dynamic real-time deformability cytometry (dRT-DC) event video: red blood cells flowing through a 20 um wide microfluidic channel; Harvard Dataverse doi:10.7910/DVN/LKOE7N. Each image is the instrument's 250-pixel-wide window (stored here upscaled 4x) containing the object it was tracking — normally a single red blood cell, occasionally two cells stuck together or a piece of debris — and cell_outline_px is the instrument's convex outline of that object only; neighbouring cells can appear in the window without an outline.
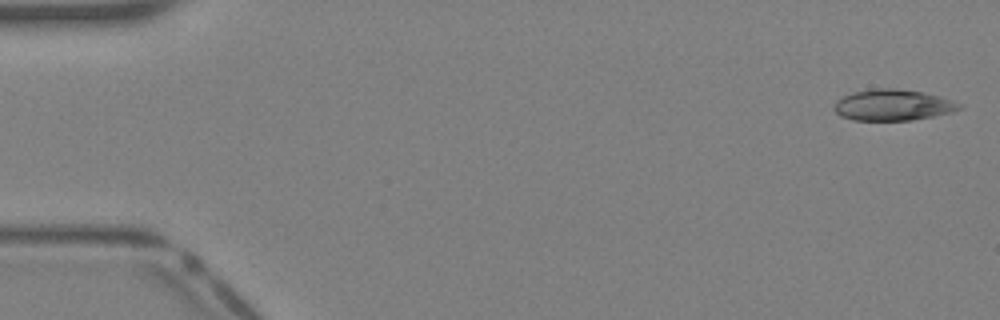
{"species": "Egyptian fruit bat (a non-hibernating species)", "species_latin": "Rousettus aegyptiacus", "temperature_condition": "warm", "stored_images_in_passage": 41, "camera_frame_rate_fps": 3000, "um_per_image_px": 0.085, "animal": {"sex": "female"}, "frame": {"image": 1, "passage_image": 1, "time_ms": 0.0, "image_size_px": [1000, 320], "cell_outline_px": [[964, 108], [952, 112], [912, 120], [852, 120], [840, 116], [832, 108], [836, 100], [852, 92], [876, 88], [896, 88], [924, 92], [940, 96], [964, 104]], "centroid_in_image_um": [75.91, 8.92], "position_along_channel_um": 9.1, "area_um2": 22.95}}
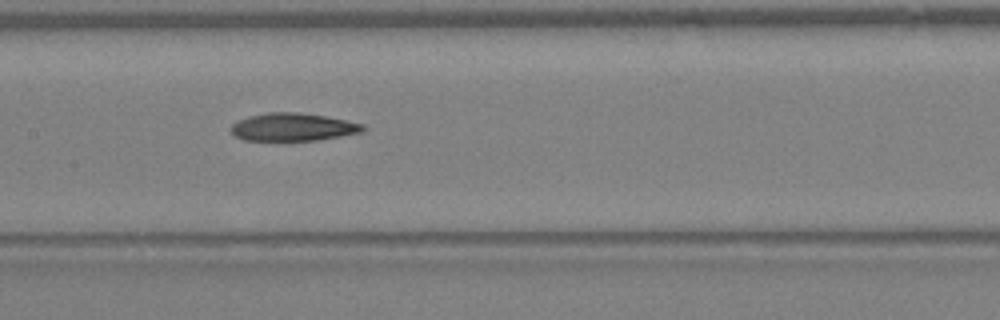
{"frame": {"image": 2, "passage_image": 20, "time_ms": 6.333, "image_size_px": [1000, 320], "cell_outline_px": [[364, 128], [360, 132], [340, 136], [316, 140], [244, 140], [236, 136], [228, 128], [236, 120], [248, 116], [268, 112], [296, 112], [324, 116], [364, 124]], "centroid_in_image_um": [24.82, 10.79], "position_along_channel_um": 182.6, "area_um2": 21.21}}
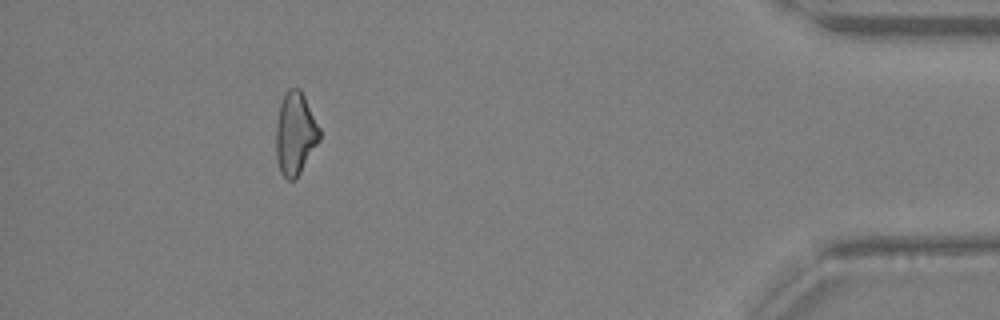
{"frame": {"image": 3, "passage_image": 37, "time_ms": 12.0, "image_size_px": [1000, 320], "cell_outline_px": [[320, 140], [296, 180], [288, 180], [280, 172], [276, 160], [276, 124], [280, 104], [284, 92], [288, 88], [300, 88], [320, 128]], "centroid_in_image_um": [25.09, 11.37], "position_along_channel_um": 410.1, "area_um2": 21.15}}